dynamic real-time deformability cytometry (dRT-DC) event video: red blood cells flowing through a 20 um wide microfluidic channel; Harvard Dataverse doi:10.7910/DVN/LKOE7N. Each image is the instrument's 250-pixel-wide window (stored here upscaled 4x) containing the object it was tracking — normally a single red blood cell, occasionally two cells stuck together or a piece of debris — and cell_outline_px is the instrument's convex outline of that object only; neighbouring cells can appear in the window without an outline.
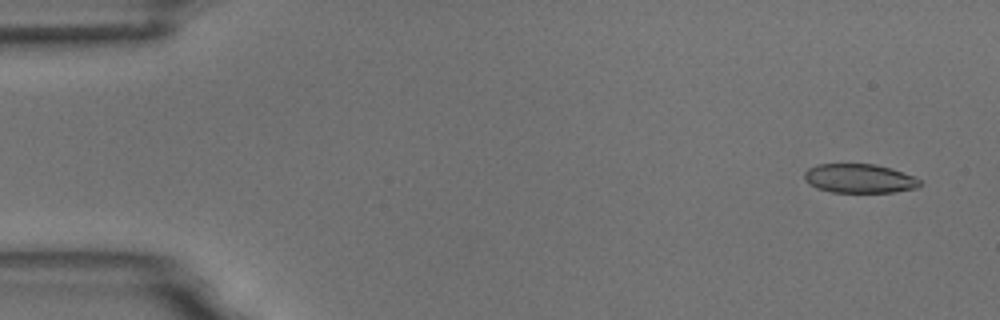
{"species": "common noctule bat (a hibernating species)", "species_latin": "Nyctalus noctula", "temperature_condition": "room temperature", "stored_images_in_passage": 4, "camera_frame_rate_fps": 3000, "um_per_image_px": 0.085, "animal": {"sex": "male", "body_mass_g": 18.8}, "frame": {"image": 1, "passage_image": 1, "time_ms": 0.0, "image_size_px": [1000, 320], "cell_outline_px": [[920, 184], [916, 188], [896, 192], [832, 192], [816, 188], [808, 184], [804, 180], [804, 172], [808, 168], [816, 164], [876, 164], [892, 168], [916, 176], [920, 180]], "centroid_in_image_um": [73.04, 15.16], "position_along_channel_um": 12.0, "area_um2": 19.83}}
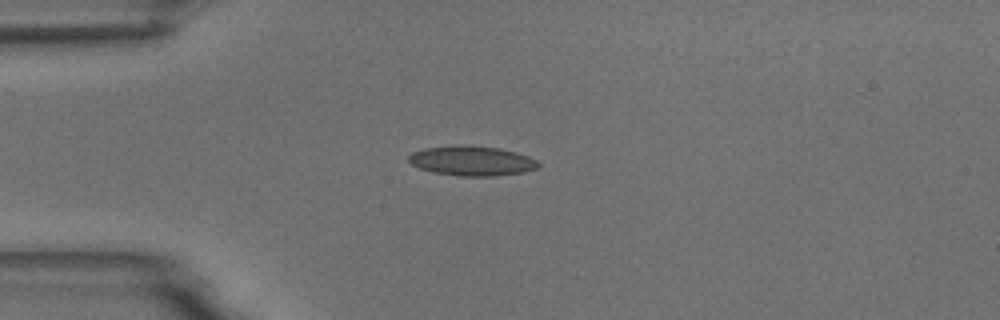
{"frame": {"image": 2, "passage_image": 4, "time_ms": 3.667, "image_size_px": [1000, 320], "cell_outline_px": [[540, 164], [536, 168], [524, 172], [492, 176], [460, 176], [432, 172], [420, 168], [412, 164], [408, 160], [408, 156], [412, 152], [424, 148], [500, 148], [516, 152], [528, 156], [536, 160]], "centroid_in_image_um": [40.13, 13.72], "position_along_channel_um": 44.9, "area_um2": 21.44}}